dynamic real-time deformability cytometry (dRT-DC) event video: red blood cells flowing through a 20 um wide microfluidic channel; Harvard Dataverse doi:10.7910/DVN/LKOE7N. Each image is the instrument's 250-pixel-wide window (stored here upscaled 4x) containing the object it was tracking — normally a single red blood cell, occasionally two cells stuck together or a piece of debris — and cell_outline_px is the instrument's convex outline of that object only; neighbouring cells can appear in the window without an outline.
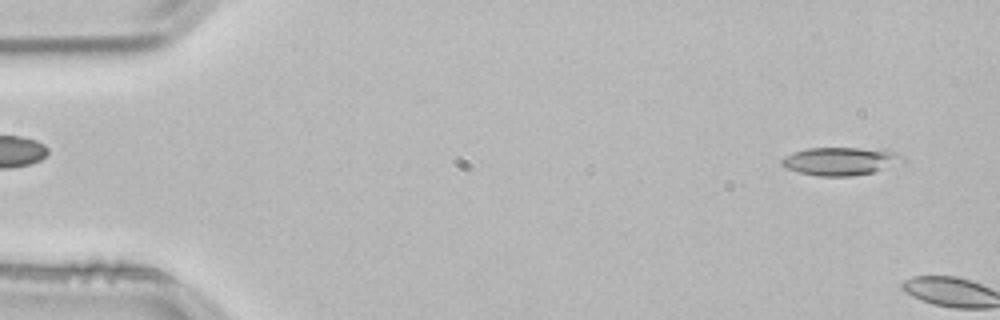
{"species": "common noctule bat (a hibernating species)", "species_latin": "Nyctalus noctula", "temperature_condition": "room temperature", "stored_images_in_passage": 5, "camera_frame_rate_fps": 3000, "um_per_image_px": 0.085, "animal": {"sex": "male", "body_mass_g": 21.5, "forearm_length_mm": 52.0}, "frame": {"image": 1, "passage_image": 3, "time_ms": 0.667, "image_size_px": [1000, 320], "cell_outline_px": [[904, 160], [872, 172], [852, 176], [820, 176], [800, 172], [784, 168], [780, 164], [780, 160], [784, 156], [808, 148], [856, 148], [896, 152], [904, 156]], "centroid_in_image_um": [71.35, 13.7], "position_along_channel_um": 13.6, "area_um2": 19.31}}